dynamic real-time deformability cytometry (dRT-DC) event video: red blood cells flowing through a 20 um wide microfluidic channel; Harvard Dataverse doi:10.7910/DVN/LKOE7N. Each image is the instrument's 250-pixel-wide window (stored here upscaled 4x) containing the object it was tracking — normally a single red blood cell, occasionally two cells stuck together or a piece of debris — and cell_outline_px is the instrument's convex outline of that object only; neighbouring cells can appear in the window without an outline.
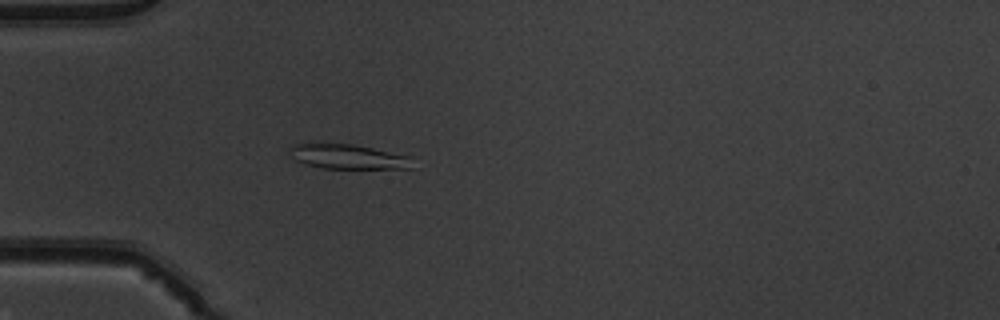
{"species": "common noctule bat (a hibernating species)", "species_latin": "Nyctalus noctula", "temperature_condition": "warm", "stored_images_in_passage": 52, "camera_frame_rate_fps": 3000, "um_per_image_px": 0.085, "animal": {"sex": "male", "body_mass_g": 19.5, "forearm_length_mm": 54.6}, "frame": {"image": 1, "passage_image": 16, "time_ms": 5.0, "image_size_px": [1000, 320], "cell_outline_px": [[412, 168], [324, 168], [304, 164], [292, 160], [292, 144], [352, 144], [372, 148], [408, 156]], "centroid_in_image_um": [29.53, 13.32], "position_along_channel_um": 55.5, "area_um2": 17.11}}
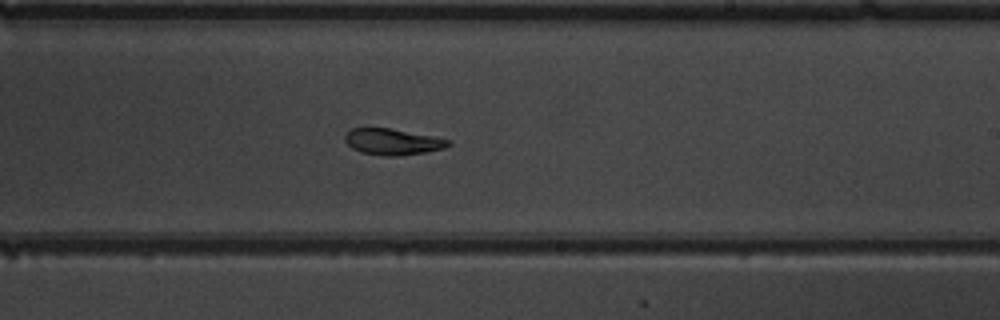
{"frame": {"image": 2, "passage_image": 32, "time_ms": 10.333, "image_size_px": [1000, 320], "cell_outline_px": [[452, 144], [444, 148], [424, 152], [396, 156], [384, 156], [360, 152], [352, 148], [344, 140], [344, 136], [352, 128], [392, 128], [436, 136], [452, 140]], "centroid_in_image_um": [33.41, 12.04], "position_along_channel_um": 255.6, "area_um2": 15.95}}
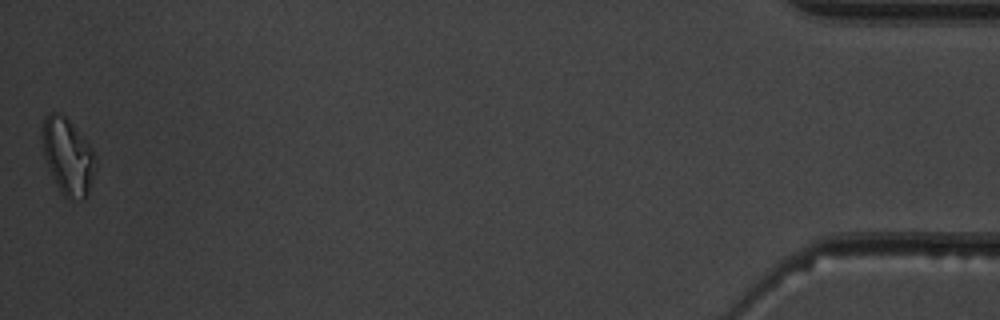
{"frame": {"image": 3, "passage_image": 52, "time_ms": 17.0, "image_size_px": [1000, 320], "cell_outline_px": [[96, 168], [88, 196], [84, 200], [68, 200], [64, 196], [48, 168], [44, 156], [40, 136], [44, 116], [52, 112], [56, 112], [64, 116], [84, 136], [92, 148], [96, 156]], "centroid_in_image_um": [5.78, 13.3], "position_along_channel_um": 429.4, "area_um2": 24.16}, "authors_computed_cell_mechanics": {"area_um2": 17.5134, "velocity_mm_per_s": 3.9258, "shape_relaxation_time_tau1_ms": 9.3401, "shape_relaxation_time_tau2_ms": 3.9562, "deformation_change_tau1": 0.1948, "deformation_change_tau2": 0.076}}